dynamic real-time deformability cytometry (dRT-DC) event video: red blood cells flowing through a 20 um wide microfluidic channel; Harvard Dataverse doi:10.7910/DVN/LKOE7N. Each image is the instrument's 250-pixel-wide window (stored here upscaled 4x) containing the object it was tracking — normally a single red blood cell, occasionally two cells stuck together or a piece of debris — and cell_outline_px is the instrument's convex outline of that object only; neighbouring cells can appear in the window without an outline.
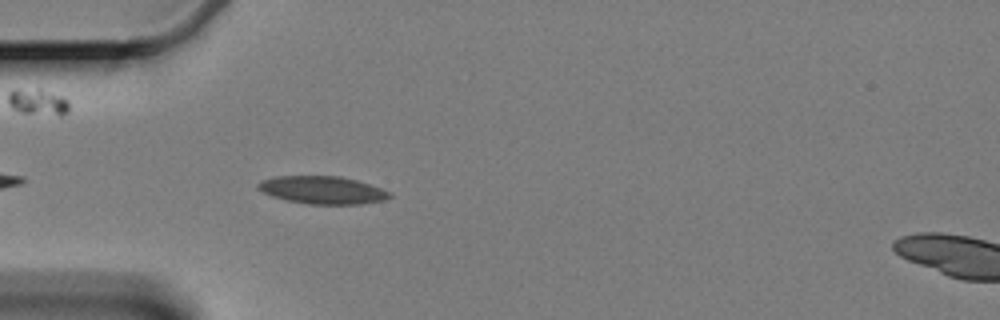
{"species": "Egyptian fruit bat (a non-hibernating species)", "species_latin": "Rousettus aegyptiacus", "temperature_condition": "cold", "stored_images_in_passage": 47, "camera_frame_rate_fps": 3000, "um_per_image_px": 0.085, "animal": {"sex": "female"}, "frame": {"image": 1, "passage_image": 5, "time_ms": 1.333, "image_size_px": [1000, 320], "cell_outline_px": [[392, 196], [384, 200], [360, 204], [308, 204], [288, 200], [272, 196], [256, 188], [256, 184], [264, 180], [276, 176], [340, 176], [356, 180], [380, 188], [388, 192]], "centroid_in_image_um": [27.39, 16.15], "position_along_channel_um": 57.6, "area_um2": 20.98}}
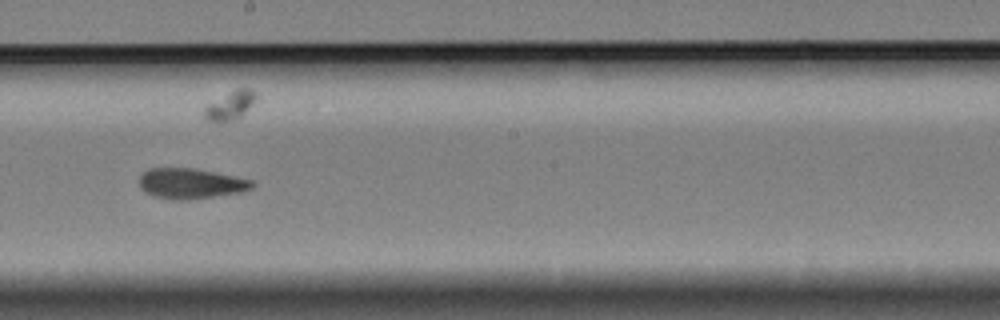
{"frame": {"image": 2, "passage_image": 21, "time_ms": 6.667, "image_size_px": [1000, 320], "cell_outline_px": [[256, 184], [252, 188], [240, 192], [192, 200], [168, 200], [152, 196], [144, 192], [140, 188], [140, 176], [148, 168], [192, 168], [252, 180]], "centroid_in_image_um": [16.17, 15.62], "position_along_channel_um": 232.0, "area_um2": 20.06}}
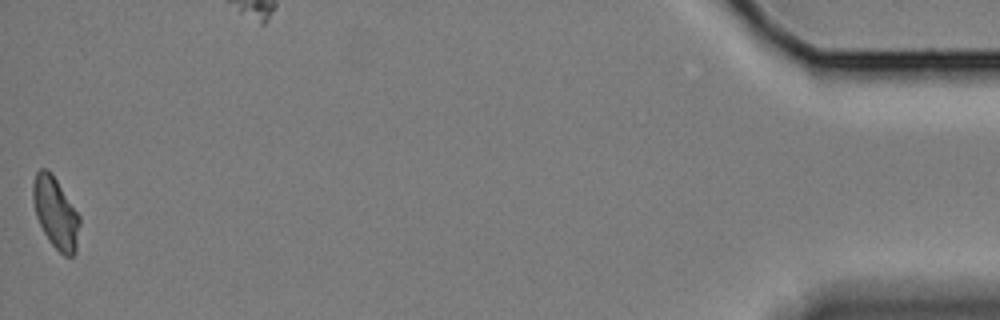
{"frame": {"image": 3, "passage_image": 47, "time_ms": 15.333, "image_size_px": [1000, 320], "cell_outline_px": [[80, 224], [76, 252], [72, 256], [64, 256], [48, 240], [36, 216], [32, 200], [32, 184], [36, 172], [40, 168], [44, 168], [52, 172], [80, 216]], "centroid_in_image_um": [4.72, 18.07], "position_along_channel_um": 430.5, "area_um2": 19.48}, "authors_computed_cell_mechanics": {"area_um2": 19.8254, "velocity_mm_per_s": 3.3484, "shape_relaxation_time_tau1_ms": 7.9331, "shape_relaxation_time_tau2_ms": 3.1346, "deformation_change_tau1": 0.1599, "deformation_change_tau2": 0.094}}